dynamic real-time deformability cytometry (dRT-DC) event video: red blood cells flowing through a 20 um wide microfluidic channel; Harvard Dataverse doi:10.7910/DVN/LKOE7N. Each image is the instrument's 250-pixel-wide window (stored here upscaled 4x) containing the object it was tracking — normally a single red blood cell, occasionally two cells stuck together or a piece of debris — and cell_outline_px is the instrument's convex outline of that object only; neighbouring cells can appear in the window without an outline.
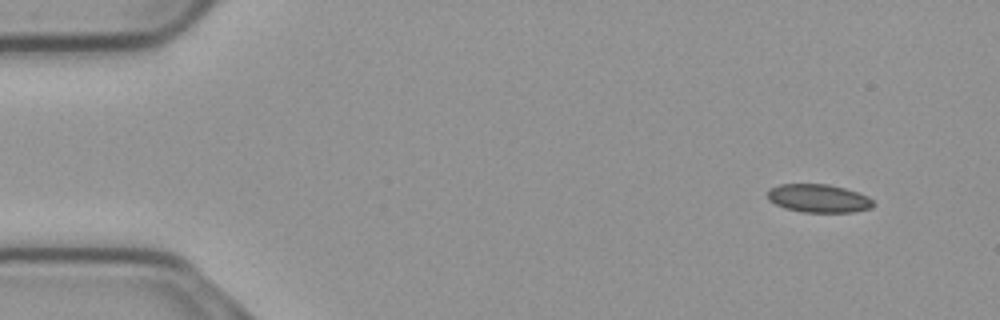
{"species": "common noctule bat (a hibernating species)", "species_latin": "Nyctalus noctula", "temperature_condition": "cold", "stored_images_in_passage": 51, "camera_frame_rate_fps": 3000, "um_per_image_px": 0.085, "animal": {"sex": "male", "body_mass_g": 23.1, "forearm_length_mm": 52.7}, "frame": {"image": 1, "passage_image": 1, "time_ms": 0.0, "image_size_px": [1000, 320], "cell_outline_px": [[872, 208], [852, 212], [804, 212], [784, 208], [768, 200], [768, 192], [772, 188], [780, 184], [828, 184], [844, 188], [868, 196], [872, 200]], "centroid_in_image_um": [69.57, 16.86], "position_along_channel_um": 15.4, "area_um2": 17.22}}
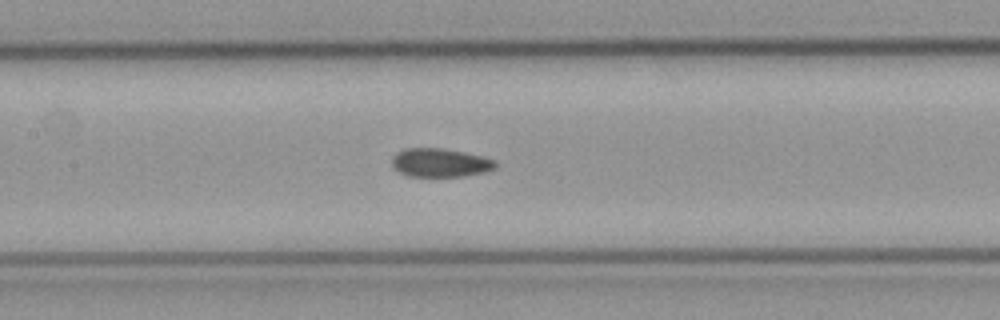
{"frame": {"image": 2, "passage_image": 22, "time_ms": 7.0, "image_size_px": [1000, 320], "cell_outline_px": [[496, 168], [484, 172], [464, 176], [408, 176], [392, 168], [392, 156], [396, 152], [404, 148], [444, 148], [464, 152], [496, 160]], "centroid_in_image_um": [37.38, 13.82], "position_along_channel_um": 170.0, "area_um2": 17.34}}
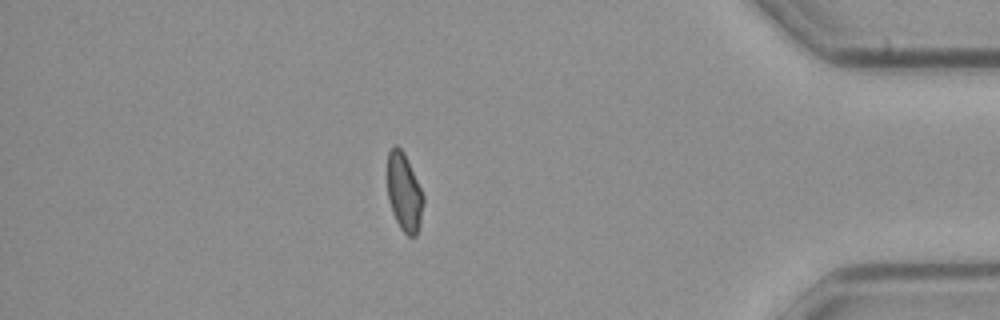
{"frame": {"image": 3, "passage_image": 44, "time_ms": 14.333, "image_size_px": [1000, 320], "cell_outline_px": [[424, 204], [420, 224], [416, 236], [408, 236], [400, 228], [392, 212], [388, 200], [388, 152], [396, 144], [404, 152], [424, 196]], "centroid_in_image_um": [34.36, 16.37], "position_along_channel_um": 400.8, "area_um2": 16.3}, "authors_computed_cell_mechanics": {"area_um2": 17.5134, "velocity_mm_per_s": 3.7219, "shape_relaxation_time_tau1_ms": null, "shape_relaxation_time_tau2_ms": 2.4679, "deformation_change_tau1": null, "deformation_change_tau2": 0.0568}}